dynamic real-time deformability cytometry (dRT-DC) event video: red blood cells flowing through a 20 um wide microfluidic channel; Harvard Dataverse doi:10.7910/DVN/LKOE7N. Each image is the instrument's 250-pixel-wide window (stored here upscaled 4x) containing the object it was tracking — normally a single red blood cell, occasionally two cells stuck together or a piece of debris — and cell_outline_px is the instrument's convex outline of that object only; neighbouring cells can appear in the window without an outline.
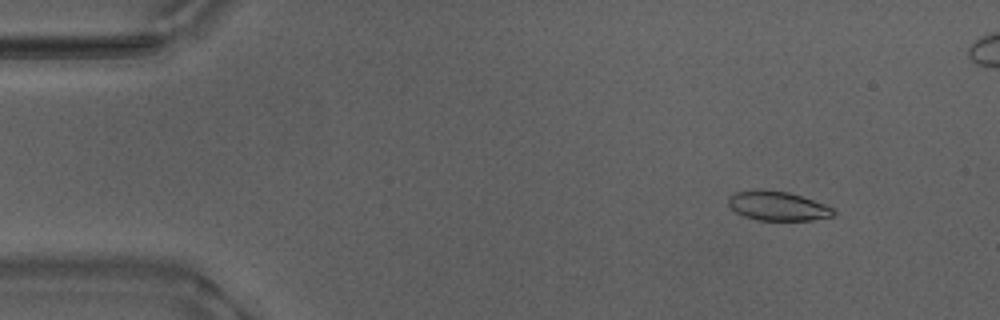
{"species": "Egyptian fruit bat (a non-hibernating species)", "species_latin": "Rousettus aegyptiacus", "temperature_condition": "warm", "stored_images_in_passage": 54, "segment_of_instrument_passage": [1, 2], "camera_frame_rate_fps": 3000, "um_per_image_px": 0.085, "animal": {"sex": "male"}, "frame": {"image": 1, "passage_image": 6, "time_ms": 1.667, "image_size_px": [1000, 320], "cell_outline_px": [[836, 216], [812, 220], [760, 220], [744, 216], [736, 212], [728, 204], [728, 196], [736, 192], [788, 192], [824, 204], [832, 208], [836, 212]], "centroid_in_image_um": [66.15, 17.55], "position_along_channel_um": 18.8, "area_um2": 17.22}}
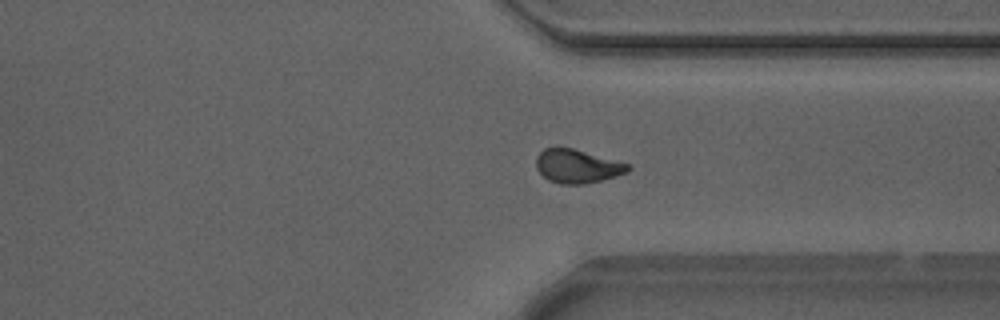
{"frame": {"image": 2, "passage_image": 40, "time_ms": 13.0, "image_size_px": [1000, 320], "cell_outline_px": [[632, 168], [628, 172], [616, 176], [584, 184], [560, 184], [548, 180], [536, 168], [536, 156], [544, 148], [572, 148], [628, 164]], "centroid_in_image_um": [49.05, 14.14], "position_along_channel_um": 362.4, "area_um2": 17.74}}
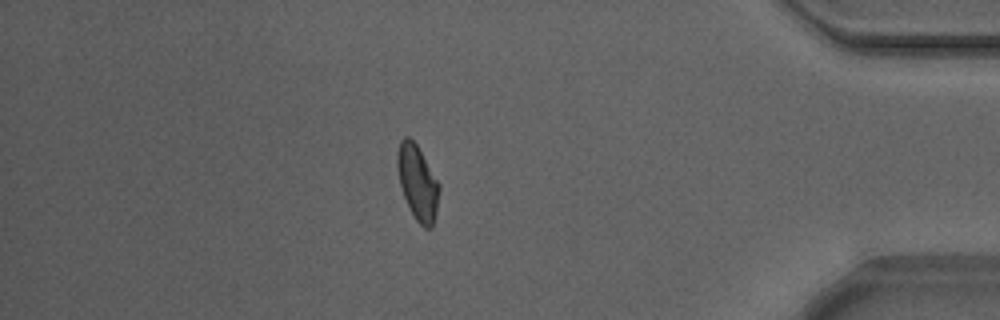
{"frame": {"image": 3, "passage_image": 46, "time_ms": 15.0, "image_size_px": [1000, 320], "cell_outline_px": [[440, 188], [436, 212], [432, 228], [424, 228], [416, 220], [404, 196], [400, 184], [396, 164], [396, 156], [400, 140], [404, 136], [408, 136], [416, 144], [440, 184]], "centroid_in_image_um": [35.49, 15.5], "position_along_channel_um": 399.7, "area_um2": 18.09}}